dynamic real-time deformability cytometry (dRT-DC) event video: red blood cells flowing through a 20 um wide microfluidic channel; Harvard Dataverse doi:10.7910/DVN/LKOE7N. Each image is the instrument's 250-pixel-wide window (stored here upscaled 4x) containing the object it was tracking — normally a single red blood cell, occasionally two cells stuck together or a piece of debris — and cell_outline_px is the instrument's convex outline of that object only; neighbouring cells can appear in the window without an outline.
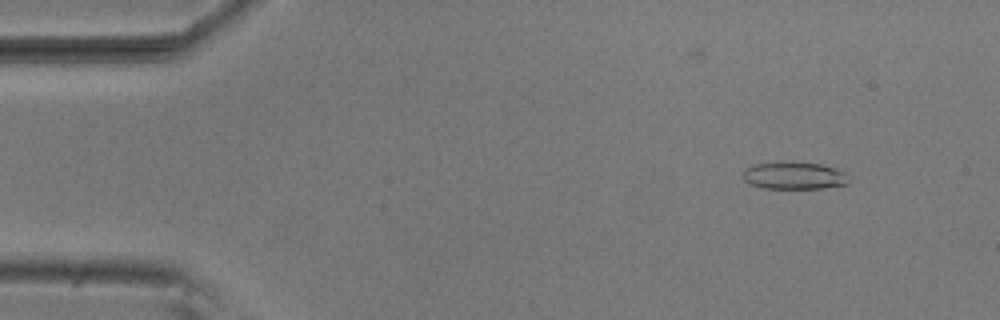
{"species": "common noctule bat (a hibernating species)", "species_latin": "Nyctalus noctula", "temperature_condition": "room temperature", "stored_images_in_passage": 50, "camera_frame_rate_fps": 3000, "um_per_image_px": 0.085, "animal": {"sex": "male", "body_mass_g": 20.5, "forearm_length_mm": 52.5}, "frame": {"image": 1, "passage_image": 3, "time_ms": 0.667, "image_size_px": [1000, 320], "cell_outline_px": [[848, 184], [820, 188], [764, 188], [752, 184], [744, 180], [744, 168], [752, 164], [792, 160], [820, 164], [836, 168], [844, 172], [848, 180]], "centroid_in_image_um": [67.48, 14.89], "position_along_channel_um": 17.5, "area_um2": 17.05}}
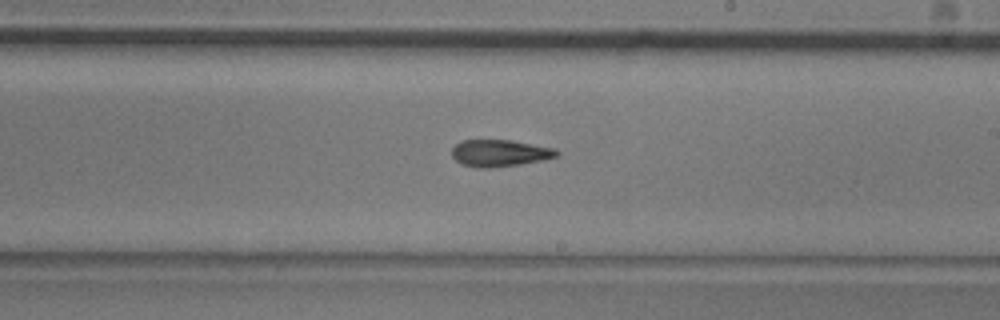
{"frame": {"image": 2, "passage_image": 28, "time_ms": 9.0, "image_size_px": [1000, 320], "cell_outline_px": [[560, 152], [556, 156], [544, 160], [520, 164], [488, 168], [476, 168], [460, 164], [452, 156], [452, 148], [460, 140], [512, 140], [556, 148]], "centroid_in_image_um": [42.47, 13.01], "position_along_channel_um": 246.5, "area_um2": 16.59}}
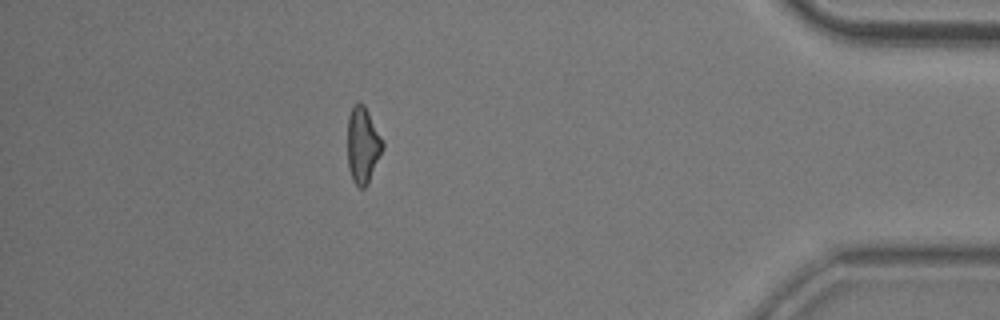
{"frame": {"image": 3, "passage_image": 44, "time_ms": 14.333, "image_size_px": [1000, 320], "cell_outline_px": [[384, 148], [368, 184], [364, 188], [360, 188], [352, 180], [348, 164], [348, 116], [352, 104], [356, 100], [360, 100], [364, 104], [384, 140]], "centroid_in_image_um": [30.85, 12.28], "position_along_channel_um": 404.4, "area_um2": 16.01}, "authors_computed_cell_mechanics": {"area_um2": 16.473, "velocity_mm_per_s": 3.8354, "shape_relaxation_time_tau1_ms": 10.5925, "shape_relaxation_time_tau2_ms": 3.8588, "deformation_change_tau1": 0.2514, "deformation_change_tau2": 0.1351}}